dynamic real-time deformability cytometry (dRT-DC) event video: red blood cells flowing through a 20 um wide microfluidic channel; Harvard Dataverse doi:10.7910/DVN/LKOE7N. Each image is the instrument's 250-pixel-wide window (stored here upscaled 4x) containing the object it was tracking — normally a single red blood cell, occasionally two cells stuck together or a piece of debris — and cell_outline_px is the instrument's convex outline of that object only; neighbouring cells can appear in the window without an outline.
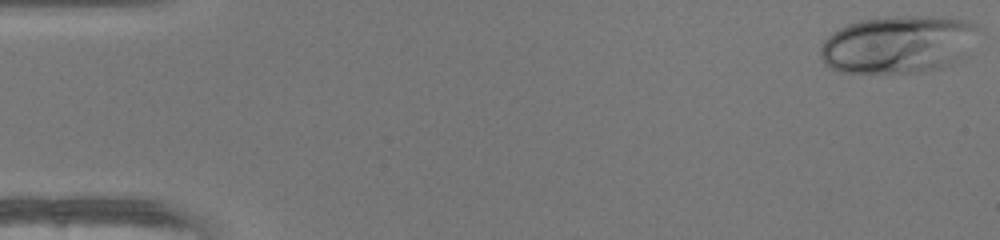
{"species": "human", "species_latin": "Homo sapiens", "temperature_condition": "warm", "stored_images_in_passage": 43, "camera_frame_rate_fps": 3000, "um_per_image_px": 0.085, "donor": {"sex": "female"}, "frame": {"image": 1, "passage_image": 1, "time_ms": 0.0, "image_size_px": [1000, 240], "cell_outline_px": [[980, 28], [960, 60], [944, 68], [920, 72], [840, 72], [828, 68], [824, 64], [820, 56], [820, 48], [824, 40], [832, 32], [848, 24], [860, 20], [888, 16], [944, 16], [968, 20], [976, 24]], "centroid_in_image_um": [76.34, 3.76], "position_along_channel_um": 8.7, "area_um2": 53.47}}
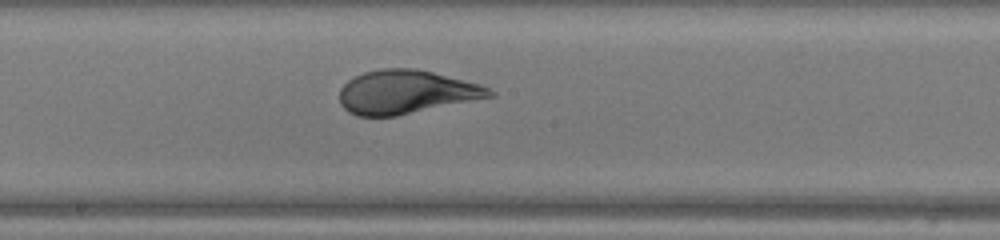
{"frame": {"image": 2, "passage_image": 26, "time_ms": 8.333, "image_size_px": [1000, 240], "cell_outline_px": [[496, 96], [396, 116], [356, 116], [348, 112], [340, 104], [340, 88], [348, 80], [364, 72], [380, 68], [416, 68], [480, 84], [496, 92]], "centroid_in_image_um": [34.52, 7.82], "position_along_channel_um": 213.7, "area_um2": 38.21}}
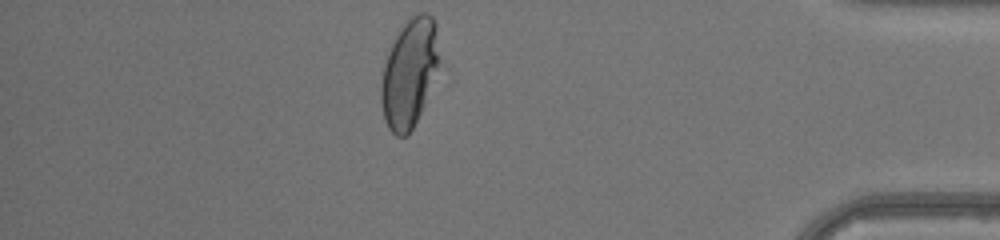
{"frame": {"image": 3, "passage_image": 42, "time_ms": 13.667, "image_size_px": [1000, 240], "cell_outline_px": [[436, 64], [424, 104], [412, 128], [404, 136], [396, 136], [388, 128], [384, 120], [380, 100], [380, 84], [384, 64], [388, 52], [400, 24], [416, 12], [428, 12], [432, 16], [436, 24]], "centroid_in_image_um": [34.71, 6.16], "position_along_channel_um": 400.5, "area_um2": 36.01}, "authors_computed_cell_mechanics": {"area_um2": 40.4022, "velocity_mm_per_s": 4.2638, "shape_relaxation_time_tau1_ms": 8.0241, "shape_relaxation_time_tau2_ms": null, "deformation_change_tau1": 0.2826, "deformation_change_tau2": null}}